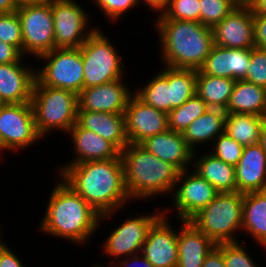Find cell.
<instances>
[{
  "mask_svg": "<svg viewBox=\"0 0 266 267\" xmlns=\"http://www.w3.org/2000/svg\"><path fill=\"white\" fill-rule=\"evenodd\" d=\"M57 176L101 215L98 228L132 203L120 155L110 160L72 164Z\"/></svg>",
  "mask_w": 266,
  "mask_h": 267,
  "instance_id": "cell-1",
  "label": "cell"
},
{
  "mask_svg": "<svg viewBox=\"0 0 266 267\" xmlns=\"http://www.w3.org/2000/svg\"><path fill=\"white\" fill-rule=\"evenodd\" d=\"M53 185L37 229L75 245L86 244L97 232L101 215L60 177Z\"/></svg>",
  "mask_w": 266,
  "mask_h": 267,
  "instance_id": "cell-2",
  "label": "cell"
},
{
  "mask_svg": "<svg viewBox=\"0 0 266 267\" xmlns=\"http://www.w3.org/2000/svg\"><path fill=\"white\" fill-rule=\"evenodd\" d=\"M161 63L171 68L198 70L214 45L213 29L200 22L156 20Z\"/></svg>",
  "mask_w": 266,
  "mask_h": 267,
  "instance_id": "cell-3",
  "label": "cell"
},
{
  "mask_svg": "<svg viewBox=\"0 0 266 267\" xmlns=\"http://www.w3.org/2000/svg\"><path fill=\"white\" fill-rule=\"evenodd\" d=\"M120 156L131 202L139 199L145 202L157 195L171 196L180 173L174 165L159 159L140 144L129 143Z\"/></svg>",
  "mask_w": 266,
  "mask_h": 267,
  "instance_id": "cell-4",
  "label": "cell"
},
{
  "mask_svg": "<svg viewBox=\"0 0 266 267\" xmlns=\"http://www.w3.org/2000/svg\"><path fill=\"white\" fill-rule=\"evenodd\" d=\"M30 103L42 138L59 130L67 135L76 124L78 95L72 91L43 86L35 80Z\"/></svg>",
  "mask_w": 266,
  "mask_h": 267,
  "instance_id": "cell-5",
  "label": "cell"
},
{
  "mask_svg": "<svg viewBox=\"0 0 266 267\" xmlns=\"http://www.w3.org/2000/svg\"><path fill=\"white\" fill-rule=\"evenodd\" d=\"M242 220L243 194L237 191L218 193L189 221L218 244L239 242L237 234L239 230L243 233Z\"/></svg>",
  "mask_w": 266,
  "mask_h": 267,
  "instance_id": "cell-6",
  "label": "cell"
},
{
  "mask_svg": "<svg viewBox=\"0 0 266 267\" xmlns=\"http://www.w3.org/2000/svg\"><path fill=\"white\" fill-rule=\"evenodd\" d=\"M99 28L80 46L84 88L125 79V64L116 44Z\"/></svg>",
  "mask_w": 266,
  "mask_h": 267,
  "instance_id": "cell-7",
  "label": "cell"
},
{
  "mask_svg": "<svg viewBox=\"0 0 266 267\" xmlns=\"http://www.w3.org/2000/svg\"><path fill=\"white\" fill-rule=\"evenodd\" d=\"M36 80L43 86L64 89L79 94L84 89V68L80 47L55 48L37 60ZM44 60V61H43Z\"/></svg>",
  "mask_w": 266,
  "mask_h": 267,
  "instance_id": "cell-8",
  "label": "cell"
},
{
  "mask_svg": "<svg viewBox=\"0 0 266 267\" xmlns=\"http://www.w3.org/2000/svg\"><path fill=\"white\" fill-rule=\"evenodd\" d=\"M24 57L35 58L55 49L54 18L51 0L19 5Z\"/></svg>",
  "mask_w": 266,
  "mask_h": 267,
  "instance_id": "cell-9",
  "label": "cell"
},
{
  "mask_svg": "<svg viewBox=\"0 0 266 267\" xmlns=\"http://www.w3.org/2000/svg\"><path fill=\"white\" fill-rule=\"evenodd\" d=\"M0 137L3 154L22 152L43 139L37 132L31 103L0 105Z\"/></svg>",
  "mask_w": 266,
  "mask_h": 267,
  "instance_id": "cell-10",
  "label": "cell"
},
{
  "mask_svg": "<svg viewBox=\"0 0 266 267\" xmlns=\"http://www.w3.org/2000/svg\"><path fill=\"white\" fill-rule=\"evenodd\" d=\"M76 0H51L55 48L80 47L99 26H90L89 13Z\"/></svg>",
  "mask_w": 266,
  "mask_h": 267,
  "instance_id": "cell-11",
  "label": "cell"
},
{
  "mask_svg": "<svg viewBox=\"0 0 266 267\" xmlns=\"http://www.w3.org/2000/svg\"><path fill=\"white\" fill-rule=\"evenodd\" d=\"M183 170L171 194L173 205L162 208L163 214L169 217L174 211L178 221H189L201 209L206 207L219 193L207 180L201 178L194 170ZM178 187V188H177ZM172 209V210H170Z\"/></svg>",
  "mask_w": 266,
  "mask_h": 267,
  "instance_id": "cell-12",
  "label": "cell"
},
{
  "mask_svg": "<svg viewBox=\"0 0 266 267\" xmlns=\"http://www.w3.org/2000/svg\"><path fill=\"white\" fill-rule=\"evenodd\" d=\"M156 210L157 212L153 211L152 214L150 212L148 215L137 214V217L134 215L127 217L110 232L102 245V252L113 258L110 260V264L119 259L141 253L150 227L163 214V209L157 208Z\"/></svg>",
  "mask_w": 266,
  "mask_h": 267,
  "instance_id": "cell-13",
  "label": "cell"
},
{
  "mask_svg": "<svg viewBox=\"0 0 266 267\" xmlns=\"http://www.w3.org/2000/svg\"><path fill=\"white\" fill-rule=\"evenodd\" d=\"M162 214L150 227L141 253L154 267H177L178 230Z\"/></svg>",
  "mask_w": 266,
  "mask_h": 267,
  "instance_id": "cell-14",
  "label": "cell"
},
{
  "mask_svg": "<svg viewBox=\"0 0 266 267\" xmlns=\"http://www.w3.org/2000/svg\"><path fill=\"white\" fill-rule=\"evenodd\" d=\"M214 45L233 48L251 49L254 44V16L249 5L239 4L213 28Z\"/></svg>",
  "mask_w": 266,
  "mask_h": 267,
  "instance_id": "cell-15",
  "label": "cell"
},
{
  "mask_svg": "<svg viewBox=\"0 0 266 267\" xmlns=\"http://www.w3.org/2000/svg\"><path fill=\"white\" fill-rule=\"evenodd\" d=\"M124 115L129 143L141 144L168 129L167 113L146 105L135 94L130 97Z\"/></svg>",
  "mask_w": 266,
  "mask_h": 267,
  "instance_id": "cell-16",
  "label": "cell"
},
{
  "mask_svg": "<svg viewBox=\"0 0 266 267\" xmlns=\"http://www.w3.org/2000/svg\"><path fill=\"white\" fill-rule=\"evenodd\" d=\"M123 79L84 88L78 94V110L124 114L134 94ZM132 91V92H131Z\"/></svg>",
  "mask_w": 266,
  "mask_h": 267,
  "instance_id": "cell-17",
  "label": "cell"
},
{
  "mask_svg": "<svg viewBox=\"0 0 266 267\" xmlns=\"http://www.w3.org/2000/svg\"><path fill=\"white\" fill-rule=\"evenodd\" d=\"M20 62L0 64V102L2 104L30 103L36 66ZM30 66V67H29Z\"/></svg>",
  "mask_w": 266,
  "mask_h": 267,
  "instance_id": "cell-18",
  "label": "cell"
},
{
  "mask_svg": "<svg viewBox=\"0 0 266 267\" xmlns=\"http://www.w3.org/2000/svg\"><path fill=\"white\" fill-rule=\"evenodd\" d=\"M71 144L74 151L73 157L64 165H59L57 171L59 174L69 165L97 161L115 159L120 155V151L108 140L102 138L93 131L80 128L77 124L73 125L69 130ZM62 167V168H61Z\"/></svg>",
  "mask_w": 266,
  "mask_h": 267,
  "instance_id": "cell-19",
  "label": "cell"
},
{
  "mask_svg": "<svg viewBox=\"0 0 266 267\" xmlns=\"http://www.w3.org/2000/svg\"><path fill=\"white\" fill-rule=\"evenodd\" d=\"M251 49H233L213 45L203 65L202 74L243 80L250 67Z\"/></svg>",
  "mask_w": 266,
  "mask_h": 267,
  "instance_id": "cell-20",
  "label": "cell"
},
{
  "mask_svg": "<svg viewBox=\"0 0 266 267\" xmlns=\"http://www.w3.org/2000/svg\"><path fill=\"white\" fill-rule=\"evenodd\" d=\"M140 145L159 159L174 165L180 172L191 169L194 151L182 133L167 129L147 138Z\"/></svg>",
  "mask_w": 266,
  "mask_h": 267,
  "instance_id": "cell-21",
  "label": "cell"
},
{
  "mask_svg": "<svg viewBox=\"0 0 266 267\" xmlns=\"http://www.w3.org/2000/svg\"><path fill=\"white\" fill-rule=\"evenodd\" d=\"M235 175L239 193L266 190V151L259 143L244 146Z\"/></svg>",
  "mask_w": 266,
  "mask_h": 267,
  "instance_id": "cell-22",
  "label": "cell"
},
{
  "mask_svg": "<svg viewBox=\"0 0 266 267\" xmlns=\"http://www.w3.org/2000/svg\"><path fill=\"white\" fill-rule=\"evenodd\" d=\"M76 124L108 140L120 152L129 144L124 114L78 110Z\"/></svg>",
  "mask_w": 266,
  "mask_h": 267,
  "instance_id": "cell-23",
  "label": "cell"
},
{
  "mask_svg": "<svg viewBox=\"0 0 266 267\" xmlns=\"http://www.w3.org/2000/svg\"><path fill=\"white\" fill-rule=\"evenodd\" d=\"M178 227L177 267H202L204 258L216 243L198 230L190 221L180 220Z\"/></svg>",
  "mask_w": 266,
  "mask_h": 267,
  "instance_id": "cell-24",
  "label": "cell"
},
{
  "mask_svg": "<svg viewBox=\"0 0 266 267\" xmlns=\"http://www.w3.org/2000/svg\"><path fill=\"white\" fill-rule=\"evenodd\" d=\"M192 162H194L192 170L207 180L219 193L237 192L234 166L225 163L210 152L198 154L197 150L193 153Z\"/></svg>",
  "mask_w": 266,
  "mask_h": 267,
  "instance_id": "cell-25",
  "label": "cell"
},
{
  "mask_svg": "<svg viewBox=\"0 0 266 267\" xmlns=\"http://www.w3.org/2000/svg\"><path fill=\"white\" fill-rule=\"evenodd\" d=\"M225 116V110L209 108L202 116L192 121L183 132L188 146L195 152L197 147L208 145L211 141L213 143L224 132Z\"/></svg>",
  "mask_w": 266,
  "mask_h": 267,
  "instance_id": "cell-26",
  "label": "cell"
},
{
  "mask_svg": "<svg viewBox=\"0 0 266 267\" xmlns=\"http://www.w3.org/2000/svg\"><path fill=\"white\" fill-rule=\"evenodd\" d=\"M242 230L266 252V190L243 194Z\"/></svg>",
  "mask_w": 266,
  "mask_h": 267,
  "instance_id": "cell-27",
  "label": "cell"
},
{
  "mask_svg": "<svg viewBox=\"0 0 266 267\" xmlns=\"http://www.w3.org/2000/svg\"><path fill=\"white\" fill-rule=\"evenodd\" d=\"M226 113L266 116V89L245 80H236Z\"/></svg>",
  "mask_w": 266,
  "mask_h": 267,
  "instance_id": "cell-28",
  "label": "cell"
},
{
  "mask_svg": "<svg viewBox=\"0 0 266 267\" xmlns=\"http://www.w3.org/2000/svg\"><path fill=\"white\" fill-rule=\"evenodd\" d=\"M236 80L202 74L197 70L196 94L209 108L227 109Z\"/></svg>",
  "mask_w": 266,
  "mask_h": 267,
  "instance_id": "cell-29",
  "label": "cell"
},
{
  "mask_svg": "<svg viewBox=\"0 0 266 267\" xmlns=\"http://www.w3.org/2000/svg\"><path fill=\"white\" fill-rule=\"evenodd\" d=\"M163 68L154 73L143 87L135 88L134 94L146 105L168 114L171 111L169 67L163 66Z\"/></svg>",
  "mask_w": 266,
  "mask_h": 267,
  "instance_id": "cell-30",
  "label": "cell"
},
{
  "mask_svg": "<svg viewBox=\"0 0 266 267\" xmlns=\"http://www.w3.org/2000/svg\"><path fill=\"white\" fill-rule=\"evenodd\" d=\"M264 117L255 114L226 113V132L242 146L258 144Z\"/></svg>",
  "mask_w": 266,
  "mask_h": 267,
  "instance_id": "cell-31",
  "label": "cell"
},
{
  "mask_svg": "<svg viewBox=\"0 0 266 267\" xmlns=\"http://www.w3.org/2000/svg\"><path fill=\"white\" fill-rule=\"evenodd\" d=\"M196 69L169 67L171 110L180 107L196 93Z\"/></svg>",
  "mask_w": 266,
  "mask_h": 267,
  "instance_id": "cell-32",
  "label": "cell"
},
{
  "mask_svg": "<svg viewBox=\"0 0 266 267\" xmlns=\"http://www.w3.org/2000/svg\"><path fill=\"white\" fill-rule=\"evenodd\" d=\"M208 109L207 104L195 93L180 107L172 109L167 114L168 129L183 134L190 123L202 116Z\"/></svg>",
  "mask_w": 266,
  "mask_h": 267,
  "instance_id": "cell-33",
  "label": "cell"
},
{
  "mask_svg": "<svg viewBox=\"0 0 266 267\" xmlns=\"http://www.w3.org/2000/svg\"><path fill=\"white\" fill-rule=\"evenodd\" d=\"M200 0H169L165 11L156 20L200 22Z\"/></svg>",
  "mask_w": 266,
  "mask_h": 267,
  "instance_id": "cell-34",
  "label": "cell"
},
{
  "mask_svg": "<svg viewBox=\"0 0 266 267\" xmlns=\"http://www.w3.org/2000/svg\"><path fill=\"white\" fill-rule=\"evenodd\" d=\"M238 5L236 0H200V23L213 28Z\"/></svg>",
  "mask_w": 266,
  "mask_h": 267,
  "instance_id": "cell-35",
  "label": "cell"
},
{
  "mask_svg": "<svg viewBox=\"0 0 266 267\" xmlns=\"http://www.w3.org/2000/svg\"><path fill=\"white\" fill-rule=\"evenodd\" d=\"M210 147V150H208L210 153L234 167L238 164L244 149V146L231 138L226 132L220 134L210 144Z\"/></svg>",
  "mask_w": 266,
  "mask_h": 267,
  "instance_id": "cell-36",
  "label": "cell"
},
{
  "mask_svg": "<svg viewBox=\"0 0 266 267\" xmlns=\"http://www.w3.org/2000/svg\"><path fill=\"white\" fill-rule=\"evenodd\" d=\"M243 244V245H242ZM245 242L218 243L216 247L223 253L225 267H259L252 254L245 248ZM247 249V250H246Z\"/></svg>",
  "mask_w": 266,
  "mask_h": 267,
  "instance_id": "cell-37",
  "label": "cell"
},
{
  "mask_svg": "<svg viewBox=\"0 0 266 267\" xmlns=\"http://www.w3.org/2000/svg\"><path fill=\"white\" fill-rule=\"evenodd\" d=\"M0 41L15 46L23 54L21 22L17 11L0 14Z\"/></svg>",
  "mask_w": 266,
  "mask_h": 267,
  "instance_id": "cell-38",
  "label": "cell"
},
{
  "mask_svg": "<svg viewBox=\"0 0 266 267\" xmlns=\"http://www.w3.org/2000/svg\"><path fill=\"white\" fill-rule=\"evenodd\" d=\"M243 80L266 89V49L251 48L250 67Z\"/></svg>",
  "mask_w": 266,
  "mask_h": 267,
  "instance_id": "cell-39",
  "label": "cell"
},
{
  "mask_svg": "<svg viewBox=\"0 0 266 267\" xmlns=\"http://www.w3.org/2000/svg\"><path fill=\"white\" fill-rule=\"evenodd\" d=\"M102 14H104L106 19L113 23L114 21H118L120 18L125 16V13L133 10L137 7L138 9V2L137 0H91ZM108 17V18H107Z\"/></svg>",
  "mask_w": 266,
  "mask_h": 267,
  "instance_id": "cell-40",
  "label": "cell"
},
{
  "mask_svg": "<svg viewBox=\"0 0 266 267\" xmlns=\"http://www.w3.org/2000/svg\"><path fill=\"white\" fill-rule=\"evenodd\" d=\"M0 267H25L23 261L6 242L0 245Z\"/></svg>",
  "mask_w": 266,
  "mask_h": 267,
  "instance_id": "cell-41",
  "label": "cell"
},
{
  "mask_svg": "<svg viewBox=\"0 0 266 267\" xmlns=\"http://www.w3.org/2000/svg\"><path fill=\"white\" fill-rule=\"evenodd\" d=\"M22 59H25L24 55L15 46L0 41V64L20 62Z\"/></svg>",
  "mask_w": 266,
  "mask_h": 267,
  "instance_id": "cell-42",
  "label": "cell"
},
{
  "mask_svg": "<svg viewBox=\"0 0 266 267\" xmlns=\"http://www.w3.org/2000/svg\"><path fill=\"white\" fill-rule=\"evenodd\" d=\"M254 16V44L266 49V15Z\"/></svg>",
  "mask_w": 266,
  "mask_h": 267,
  "instance_id": "cell-43",
  "label": "cell"
},
{
  "mask_svg": "<svg viewBox=\"0 0 266 267\" xmlns=\"http://www.w3.org/2000/svg\"><path fill=\"white\" fill-rule=\"evenodd\" d=\"M113 267H154L142 253L131 255L112 263Z\"/></svg>",
  "mask_w": 266,
  "mask_h": 267,
  "instance_id": "cell-44",
  "label": "cell"
},
{
  "mask_svg": "<svg viewBox=\"0 0 266 267\" xmlns=\"http://www.w3.org/2000/svg\"><path fill=\"white\" fill-rule=\"evenodd\" d=\"M202 267H225L223 253L215 247L203 261Z\"/></svg>",
  "mask_w": 266,
  "mask_h": 267,
  "instance_id": "cell-45",
  "label": "cell"
},
{
  "mask_svg": "<svg viewBox=\"0 0 266 267\" xmlns=\"http://www.w3.org/2000/svg\"><path fill=\"white\" fill-rule=\"evenodd\" d=\"M137 2H138V4H141L142 2L145 3L143 5H146L147 9L149 7V9L151 11H154V13L156 11L157 15H155V16H158V12L160 15L165 11L169 0H137Z\"/></svg>",
  "mask_w": 266,
  "mask_h": 267,
  "instance_id": "cell-46",
  "label": "cell"
},
{
  "mask_svg": "<svg viewBox=\"0 0 266 267\" xmlns=\"http://www.w3.org/2000/svg\"><path fill=\"white\" fill-rule=\"evenodd\" d=\"M248 5L251 7L253 15H266V0H252Z\"/></svg>",
  "mask_w": 266,
  "mask_h": 267,
  "instance_id": "cell-47",
  "label": "cell"
},
{
  "mask_svg": "<svg viewBox=\"0 0 266 267\" xmlns=\"http://www.w3.org/2000/svg\"><path fill=\"white\" fill-rule=\"evenodd\" d=\"M18 4L14 0H0V13H12L18 9Z\"/></svg>",
  "mask_w": 266,
  "mask_h": 267,
  "instance_id": "cell-48",
  "label": "cell"
},
{
  "mask_svg": "<svg viewBox=\"0 0 266 267\" xmlns=\"http://www.w3.org/2000/svg\"><path fill=\"white\" fill-rule=\"evenodd\" d=\"M259 144L265 149L266 151V116L264 117V122L260 132V142Z\"/></svg>",
  "mask_w": 266,
  "mask_h": 267,
  "instance_id": "cell-49",
  "label": "cell"
},
{
  "mask_svg": "<svg viewBox=\"0 0 266 267\" xmlns=\"http://www.w3.org/2000/svg\"><path fill=\"white\" fill-rule=\"evenodd\" d=\"M18 5H23V4H30V3H38V2H43L46 0H14Z\"/></svg>",
  "mask_w": 266,
  "mask_h": 267,
  "instance_id": "cell-50",
  "label": "cell"
},
{
  "mask_svg": "<svg viewBox=\"0 0 266 267\" xmlns=\"http://www.w3.org/2000/svg\"><path fill=\"white\" fill-rule=\"evenodd\" d=\"M104 264H105V263H103V265H101L100 263L98 264V262H97L96 264H92L91 267H113L112 264H108L109 266L106 265V264H105V266H104Z\"/></svg>",
  "mask_w": 266,
  "mask_h": 267,
  "instance_id": "cell-51",
  "label": "cell"
},
{
  "mask_svg": "<svg viewBox=\"0 0 266 267\" xmlns=\"http://www.w3.org/2000/svg\"><path fill=\"white\" fill-rule=\"evenodd\" d=\"M241 5H248L252 0H236Z\"/></svg>",
  "mask_w": 266,
  "mask_h": 267,
  "instance_id": "cell-52",
  "label": "cell"
},
{
  "mask_svg": "<svg viewBox=\"0 0 266 267\" xmlns=\"http://www.w3.org/2000/svg\"><path fill=\"white\" fill-rule=\"evenodd\" d=\"M0 157L1 158L3 157V155H2V140H1V137H0Z\"/></svg>",
  "mask_w": 266,
  "mask_h": 267,
  "instance_id": "cell-53",
  "label": "cell"
},
{
  "mask_svg": "<svg viewBox=\"0 0 266 267\" xmlns=\"http://www.w3.org/2000/svg\"><path fill=\"white\" fill-rule=\"evenodd\" d=\"M1 230V229H0ZM1 236V235H0ZM4 241H3V239L2 238H0V245L3 243Z\"/></svg>",
  "mask_w": 266,
  "mask_h": 267,
  "instance_id": "cell-54",
  "label": "cell"
}]
</instances>
